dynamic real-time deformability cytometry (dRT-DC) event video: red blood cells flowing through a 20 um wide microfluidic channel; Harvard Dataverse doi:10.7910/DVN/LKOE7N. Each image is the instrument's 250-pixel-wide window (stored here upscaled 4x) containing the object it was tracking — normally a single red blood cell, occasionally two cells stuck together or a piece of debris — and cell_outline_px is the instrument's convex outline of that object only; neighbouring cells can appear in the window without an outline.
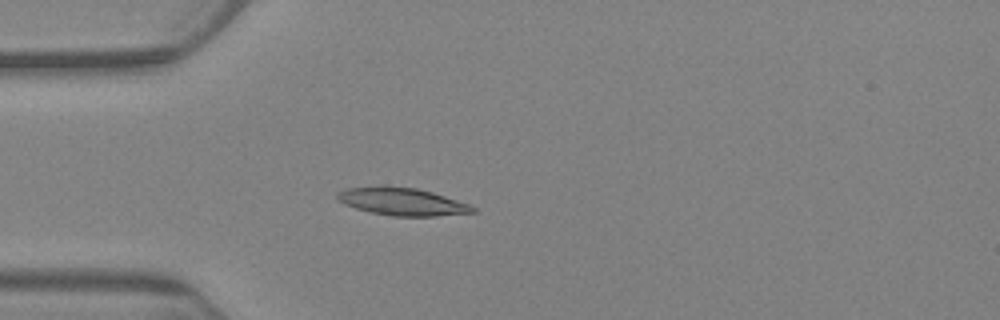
{"species": "Egyptian fruit bat (a non-hibernating species)", "species_latin": "Rousettus aegyptiacus", "temperature_condition": "warm", "stored_images_in_passage": 6, "camera_frame_rate_fps": 3000, "um_per_image_px": 0.085, "animal": {"sex": "female"}, "frame": {"image": 1, "passage_image": 6, "time_ms": 5.667, "image_size_px": [1000, 320], "cell_outline_px": [[476, 212], [436, 216], [392, 216], [372, 212], [356, 208], [344, 204], [336, 196], [336, 192], [348, 188], [416, 188], [432, 192], [468, 204], [476, 208]], "centroid_in_image_um": [34.22, 17.17], "position_along_channel_um": 50.8, "area_um2": 20.92}}